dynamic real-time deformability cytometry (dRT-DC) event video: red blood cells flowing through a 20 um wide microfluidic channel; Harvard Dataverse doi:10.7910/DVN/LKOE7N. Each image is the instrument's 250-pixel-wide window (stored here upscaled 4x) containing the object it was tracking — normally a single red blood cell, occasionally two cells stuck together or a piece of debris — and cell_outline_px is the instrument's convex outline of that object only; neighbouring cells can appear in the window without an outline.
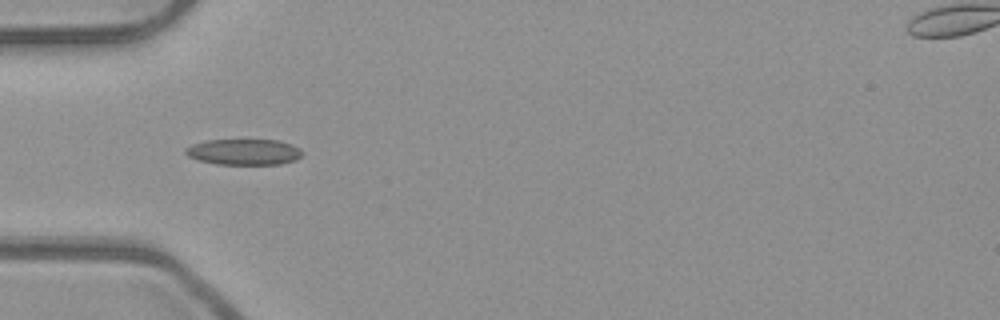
{"species": "common noctule bat (a hibernating species)", "species_latin": "Nyctalus noctula", "temperature_condition": "room temperature", "stored_images_in_passage": 7, "camera_frame_rate_fps": 3000, "um_per_image_px": 0.085, "animal": {"sex": "male", "body_mass_g": 23.1, "forearm_length_mm": 52.7}, "frame": {"image": 1, "passage_image": 4, "time_ms": 1.0, "image_size_px": [1000, 320], "cell_outline_px": [[304, 152], [296, 160], [280, 164], [216, 164], [200, 160], [188, 156], [184, 152], [184, 148], [192, 144], [208, 140], [280, 140], [292, 144], [300, 148]], "centroid_in_image_um": [20.75, 12.91], "position_along_channel_um": 64.2, "area_um2": 17.69}}
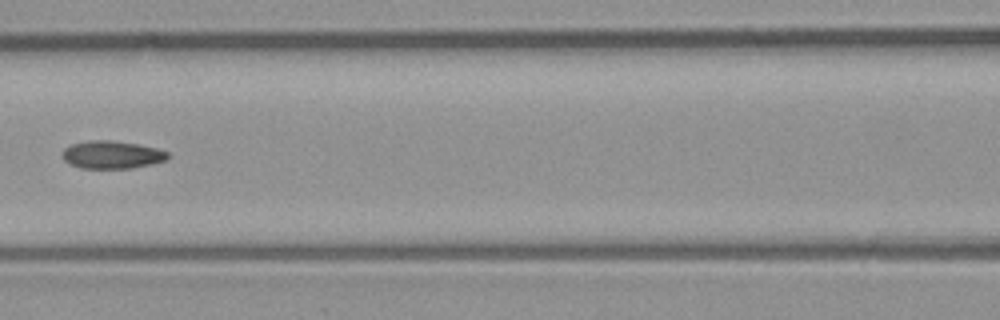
{"frame": {"image": 2, "passage_image": 6, "time_ms": 1.667, "image_size_px": [1000, 320], "cell_outline_px": [[168, 156], [164, 160], [152, 164], [132, 168], [80, 168], [64, 160], [64, 148], [72, 144], [92, 140], [108, 140], [136, 144], [156, 148], [168, 152]], "centroid_in_image_um": [9.52, 13.15], "position_along_channel_um": 157.1, "area_um2": 16.7}}
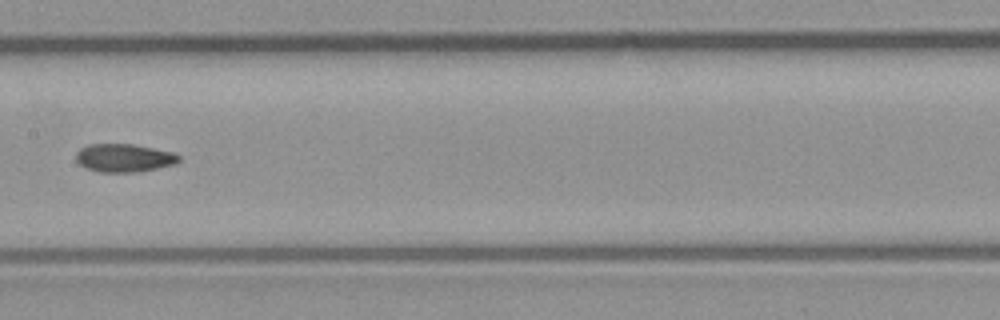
{"frame": {"image": 3, "passage_image": 7, "time_ms": 2.0, "image_size_px": [1000, 320], "cell_outline_px": [[180, 160], [176, 164], [136, 172], [100, 172], [88, 168], [80, 164], [76, 160], [76, 152], [80, 148], [88, 144], [132, 144], [172, 152], [180, 156]], "centroid_in_image_um": [10.54, 13.42], "position_along_channel_um": 196.9, "area_um2": 16.76}}